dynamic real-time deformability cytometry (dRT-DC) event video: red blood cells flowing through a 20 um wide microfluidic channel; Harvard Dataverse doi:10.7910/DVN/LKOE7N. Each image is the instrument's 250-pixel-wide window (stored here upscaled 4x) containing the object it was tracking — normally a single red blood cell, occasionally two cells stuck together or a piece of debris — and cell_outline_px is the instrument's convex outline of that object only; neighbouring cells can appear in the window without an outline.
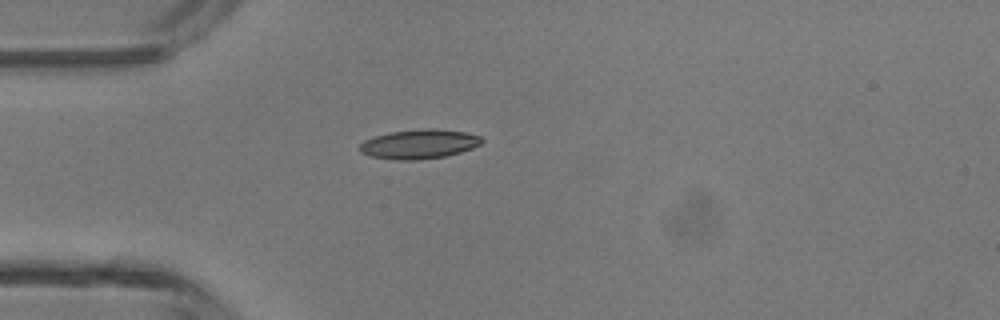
{"species": "common noctule bat (a hibernating species)", "species_latin": "Nyctalus noctula", "temperature_condition": "room temperature", "stored_images_in_passage": 1, "camera_frame_rate_fps": 3000, "um_per_image_px": 0.085, "animal": {"sex": "male", "body_mass_g": 13.3}, "frame": {"image": 1, "passage_image": 1, "time_ms": 0.0, "image_size_px": [1000, 320], "cell_outline_px": [[484, 140], [480, 144], [472, 148], [460, 152], [444, 156], [416, 160], [396, 160], [372, 156], [360, 152], [360, 144], [364, 140], [376, 136], [392, 132], [424, 128], [436, 128], [464, 132], [480, 136]], "centroid_in_image_um": [35.64, 12.24], "position_along_channel_um": 49.4, "area_um2": 20.69}}